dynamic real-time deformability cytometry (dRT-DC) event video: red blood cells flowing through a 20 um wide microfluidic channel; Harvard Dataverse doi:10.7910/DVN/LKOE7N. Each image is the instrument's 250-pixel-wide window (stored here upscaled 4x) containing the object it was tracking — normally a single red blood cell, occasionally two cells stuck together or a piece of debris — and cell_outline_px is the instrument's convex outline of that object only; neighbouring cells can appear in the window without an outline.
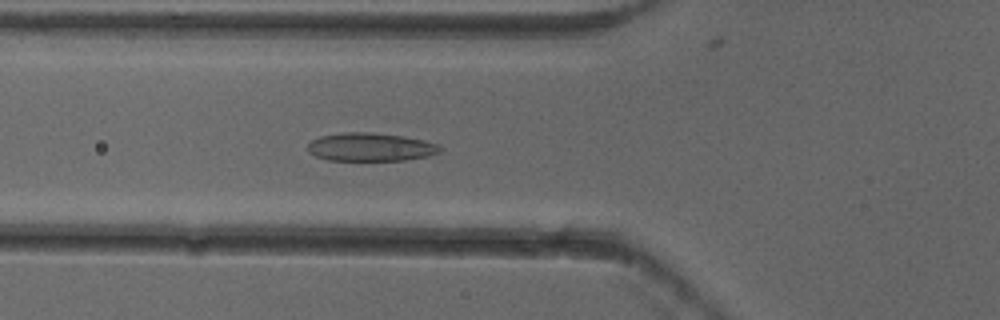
{"species": "common noctule bat (a hibernating species)", "species_latin": "Nyctalus noctula", "temperature_condition": "cold", "stored_images_in_passage": 4, "camera_frame_rate_fps": 3000, "um_per_image_px": 0.085, "animal": {"sex": "female"}, "frame": {"image": 1, "passage_image": 4, "time_ms": 1.0, "image_size_px": [1000, 320], "cell_outline_px": [[444, 148], [440, 152], [428, 156], [404, 160], [328, 160], [316, 156], [308, 152], [308, 144], [312, 140], [320, 136], [344, 132], [372, 132], [404, 136], [424, 140], [440, 144]], "centroid_in_image_um": [31.53, 12.49], "position_along_channel_um": 94.3, "area_um2": 21.96}}